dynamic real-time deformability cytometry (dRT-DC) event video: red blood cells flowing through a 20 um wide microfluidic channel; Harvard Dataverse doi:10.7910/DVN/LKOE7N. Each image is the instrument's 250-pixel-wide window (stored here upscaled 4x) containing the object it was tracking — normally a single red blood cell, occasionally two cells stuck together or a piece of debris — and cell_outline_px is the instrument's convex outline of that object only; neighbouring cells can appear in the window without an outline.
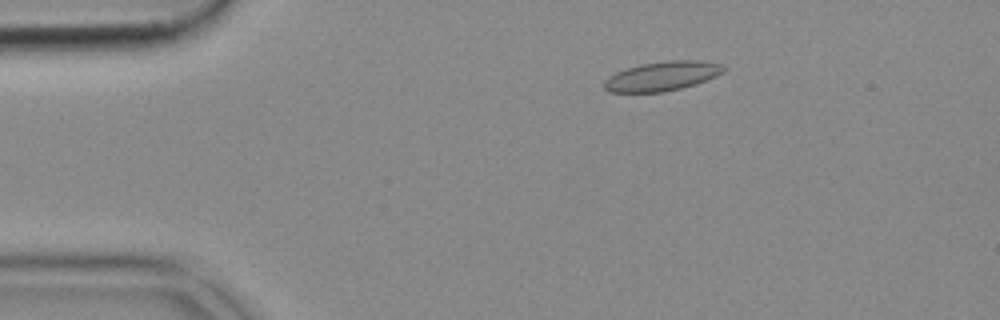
{"species": "common noctule bat (a hibernating species)", "species_latin": "Nyctalus noctula", "temperature_condition": "cold", "stored_images_in_passage": 53, "camera_frame_rate_fps": 3000, "um_per_image_px": 0.085, "animal": {"sex": "female", "body_mass_g": 18.4}, "frame": {"image": 1, "passage_image": 9, "time_ms": 2.667, "image_size_px": [1000, 320], "cell_outline_px": [[728, 68], [724, 72], [716, 76], [696, 84], [664, 92], [608, 92], [604, 88], [604, 80], [608, 76], [616, 72], [640, 64], [668, 60], [700, 60], [724, 64]], "centroid_in_image_um": [56.32, 6.46], "position_along_channel_um": 28.7, "area_um2": 20.63}}
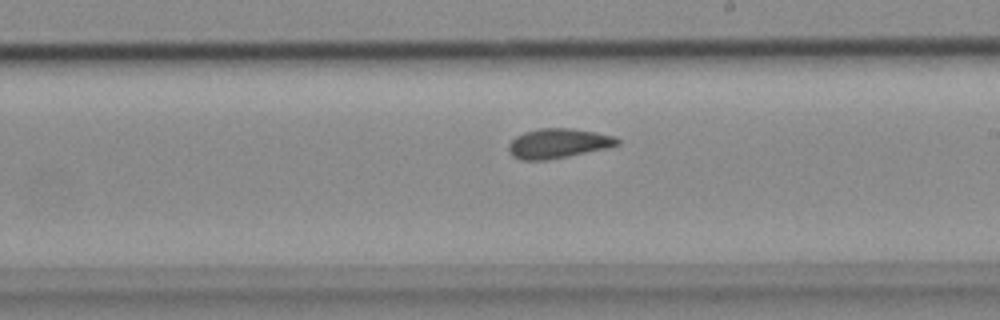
{"frame": {"image": 2, "passage_image": 30, "time_ms": 9.667, "image_size_px": [1000, 320], "cell_outline_px": [[620, 144], [608, 148], [568, 156], [544, 160], [520, 160], [512, 156], [508, 152], [508, 144], [516, 136], [524, 132], [540, 128], [572, 128], [596, 132], [616, 136], [620, 140]], "centroid_in_image_um": [47.45, 12.18], "position_along_channel_um": 241.5, "area_um2": 18.96}}
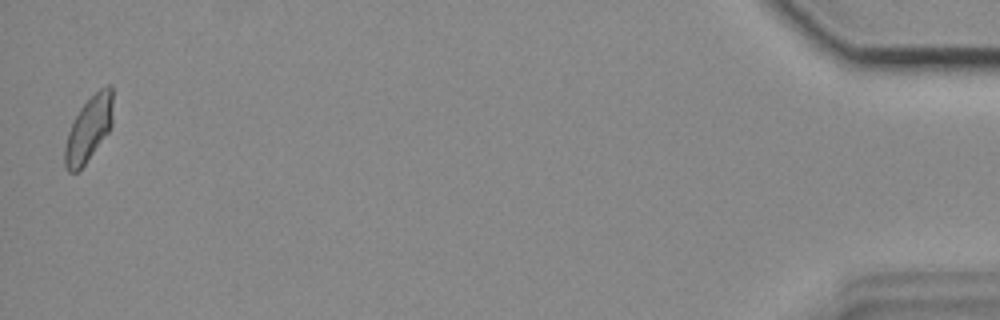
{"frame": {"image": 3, "passage_image": 52, "time_ms": 17.0, "image_size_px": [1000, 320], "cell_outline_px": [[112, 124], [108, 132], [84, 164], [76, 172], [68, 172], [64, 164], [64, 148], [68, 132], [72, 120], [80, 108], [100, 88], [108, 84], [112, 84]], "centroid_in_image_um": [7.53, 10.94], "position_along_channel_um": 427.7, "area_um2": 18.03}}